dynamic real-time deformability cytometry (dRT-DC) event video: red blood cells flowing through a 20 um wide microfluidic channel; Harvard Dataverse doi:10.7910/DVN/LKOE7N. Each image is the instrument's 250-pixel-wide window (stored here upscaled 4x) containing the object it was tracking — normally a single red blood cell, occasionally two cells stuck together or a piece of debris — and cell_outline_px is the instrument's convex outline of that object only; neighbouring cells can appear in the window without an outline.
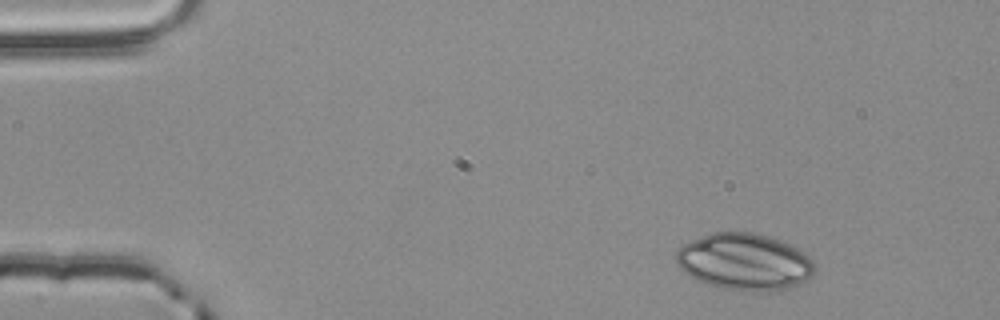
{"species": "common noctule bat (a hibernating species)", "species_latin": "Nyctalus noctula", "temperature_condition": "room temperature", "stored_images_in_passage": 2, "camera_frame_rate_fps": 3000, "um_per_image_px": 0.085, "animal": {"sex": "male", "body_mass_g": 20.4}, "frame": {"image": 1, "passage_image": 1, "time_ms": 0.0, "image_size_px": [1000, 320], "cell_outline_px": [[812, 276], [804, 284], [772, 292], [756, 292], [724, 288], [708, 284], [688, 276], [676, 264], [676, 248], [692, 240], [712, 232], [752, 232], [788, 244], [804, 252], [812, 260]], "centroid_in_image_um": [63.26, 22.28], "position_along_channel_um": 21.7, "area_um2": 45.78}}